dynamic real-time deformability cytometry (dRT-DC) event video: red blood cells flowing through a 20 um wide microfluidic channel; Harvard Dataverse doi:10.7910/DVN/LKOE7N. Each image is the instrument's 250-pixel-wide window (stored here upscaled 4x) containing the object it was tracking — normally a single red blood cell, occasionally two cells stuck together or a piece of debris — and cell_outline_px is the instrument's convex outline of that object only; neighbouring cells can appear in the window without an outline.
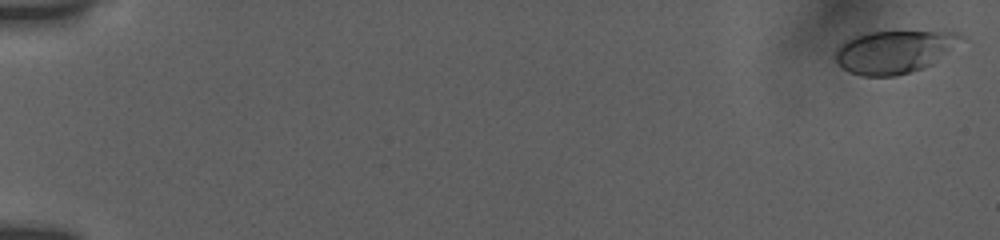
{"species": "human", "species_latin": "Homo sapiens", "temperature_condition": "room temperature", "stored_images_in_passage": 28, "camera_frame_rate_fps": 3000, "um_per_image_px": 0.085, "donor": {"sex": "female"}, "frame": {"image": 1, "passage_image": 2, "time_ms": 0.333, "image_size_px": [1000, 240], "cell_outline_px": [[968, 36], [932, 64], [924, 68], [896, 76], [860, 76], [848, 72], [836, 64], [836, 48], [840, 44], [856, 36], [868, 32], [956, 32]], "centroid_in_image_um": [76.0, 4.42], "position_along_channel_um": 9.0, "area_um2": 31.27}}
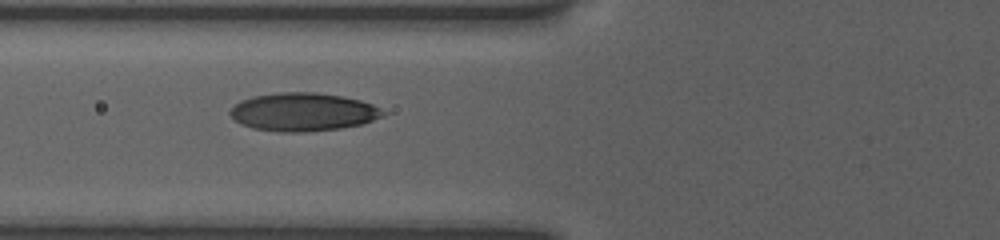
{"frame": {"image": 2, "passage_image": 24, "time_ms": 7.667, "image_size_px": [1000, 240], "cell_outline_px": [[388, 112], [384, 116], [364, 124], [340, 128], [304, 132], [280, 132], [252, 128], [240, 124], [228, 112], [240, 100], [252, 96], [276, 92], [316, 92], [344, 96], [360, 100], [372, 104]], "centroid_in_image_um": [25.79, 9.51], "position_along_channel_um": 100.0, "area_um2": 34.39}}
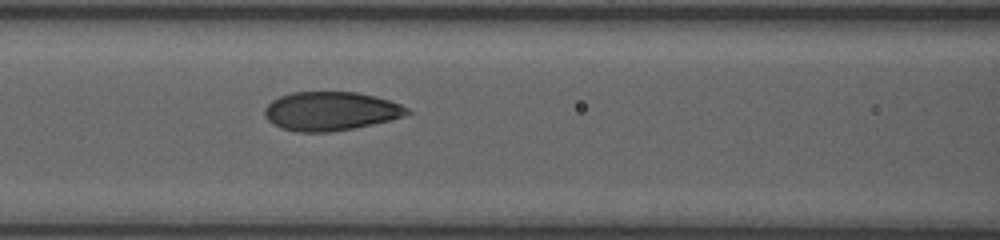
{"frame": {"image": 3, "passage_image": 28, "time_ms": 8.667, "image_size_px": [1000, 240], "cell_outline_px": [[412, 112], [404, 116], [372, 124], [352, 128], [328, 132], [300, 132], [280, 128], [272, 124], [264, 116], [264, 108], [272, 100], [280, 96], [292, 92], [356, 92], [388, 100], [400, 104], [408, 108]], "centroid_in_image_um": [28.06, 9.45], "position_along_channel_um": 138.5, "area_um2": 32.08}}